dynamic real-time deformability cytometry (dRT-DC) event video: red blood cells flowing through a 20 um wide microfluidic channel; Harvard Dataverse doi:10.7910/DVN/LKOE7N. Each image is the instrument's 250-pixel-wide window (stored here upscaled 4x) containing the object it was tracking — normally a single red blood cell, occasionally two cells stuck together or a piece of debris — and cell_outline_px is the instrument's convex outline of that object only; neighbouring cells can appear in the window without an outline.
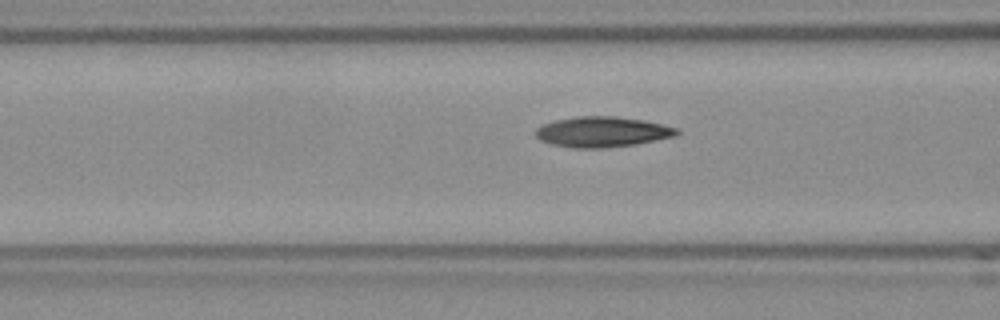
{"species": "Egyptian fruit bat (a non-hibernating species)", "species_latin": "Rousettus aegyptiacus", "temperature_condition": "room temperature", "stored_images_in_passage": 14, "camera_frame_rate_fps": 3000, "um_per_image_px": 0.085, "frame": {"image": 1, "passage_image": 12, "time_ms": 3.667, "image_size_px": [1000, 320], "cell_outline_px": [[680, 132], [676, 136], [636, 144], [600, 148], [572, 148], [552, 144], [540, 140], [532, 132], [536, 128], [544, 124], [556, 120], [576, 116], [616, 116], [644, 120], [680, 128]], "centroid_in_image_um": [51.2, 11.2], "position_along_channel_um": 115.4, "area_um2": 25.2}}